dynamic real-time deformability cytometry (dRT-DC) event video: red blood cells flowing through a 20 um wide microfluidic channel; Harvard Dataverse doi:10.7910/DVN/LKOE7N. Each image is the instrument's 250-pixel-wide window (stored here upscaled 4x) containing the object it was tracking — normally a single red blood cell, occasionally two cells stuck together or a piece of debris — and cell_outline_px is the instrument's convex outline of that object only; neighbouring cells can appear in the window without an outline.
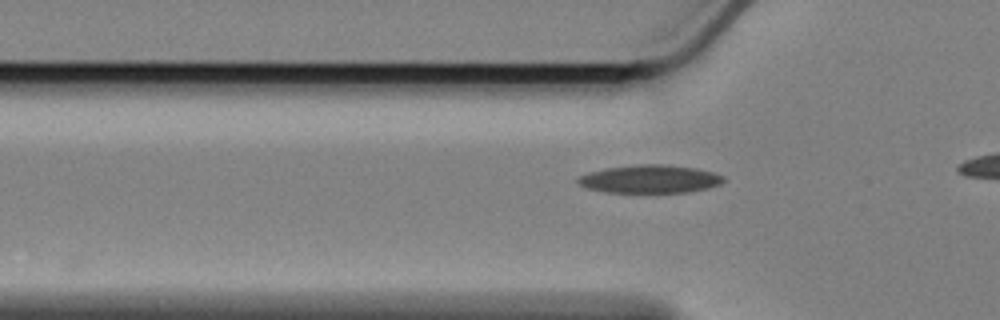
{"species": "Egyptian fruit bat (a non-hibernating species)", "species_latin": "Rousettus aegyptiacus", "temperature_condition": "cold", "stored_images_in_passage": 6, "camera_frame_rate_fps": 3000, "um_per_image_px": 0.085, "animal": {"sex": "female"}, "frame": {"image": 1, "passage_image": 2, "time_ms": 0.333, "image_size_px": [1000, 320], "cell_outline_px": [[724, 180], [720, 184], [708, 188], [688, 192], [604, 192], [588, 188], [580, 184], [576, 180], [580, 176], [604, 168], [640, 164], [664, 164], [696, 168], [712, 172], [724, 176]], "centroid_in_image_um": [55.26, 15.21], "position_along_channel_um": 70.5, "area_um2": 23.64}}